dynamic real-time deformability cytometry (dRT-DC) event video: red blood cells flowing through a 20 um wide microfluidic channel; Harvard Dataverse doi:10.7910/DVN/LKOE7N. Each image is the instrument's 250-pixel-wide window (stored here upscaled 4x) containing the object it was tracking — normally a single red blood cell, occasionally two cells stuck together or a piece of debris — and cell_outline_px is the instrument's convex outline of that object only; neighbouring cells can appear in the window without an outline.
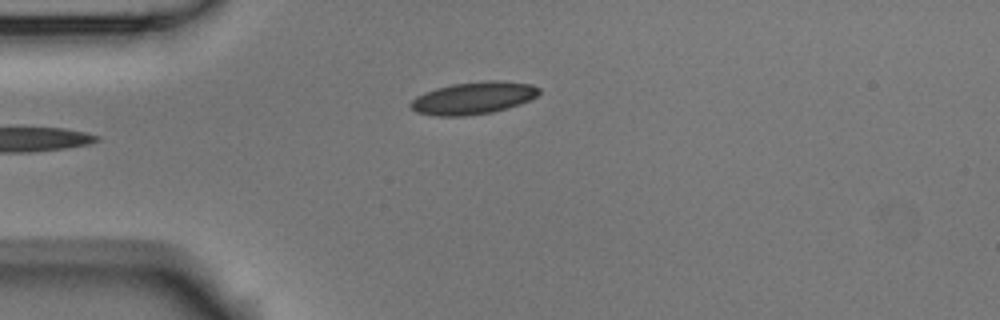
{"species": "Egyptian fruit bat (a non-hibernating species)", "species_latin": "Rousettus aegyptiacus", "temperature_condition": "room temperature", "stored_images_in_passage": 2, "camera_frame_rate_fps": 3000, "um_per_image_px": 0.085, "animal": {"sex": "male"}, "frame": {"image": 1, "passage_image": 2, "time_ms": 0.333, "image_size_px": [1000, 320], "cell_outline_px": [[540, 92], [536, 96], [520, 104], [508, 108], [492, 112], [464, 116], [436, 116], [416, 112], [408, 104], [416, 96], [424, 92], [436, 88], [452, 84], [488, 80], [496, 80], [532, 84], [540, 88]], "centroid_in_image_um": [40.22, 8.33], "position_along_channel_um": 44.8, "area_um2": 24.22}}